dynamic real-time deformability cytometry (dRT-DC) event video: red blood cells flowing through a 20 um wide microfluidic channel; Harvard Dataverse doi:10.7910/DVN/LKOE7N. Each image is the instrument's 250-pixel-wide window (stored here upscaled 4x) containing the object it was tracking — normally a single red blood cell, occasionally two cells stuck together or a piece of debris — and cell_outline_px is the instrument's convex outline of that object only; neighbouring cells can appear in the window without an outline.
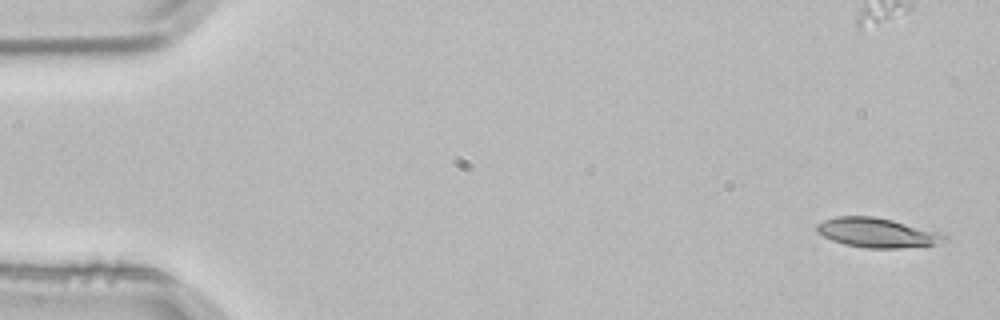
{"species": "common noctule bat (a hibernating species)", "species_latin": "Nyctalus noctula", "temperature_condition": "room temperature", "stored_images_in_passage": 3, "camera_frame_rate_fps": 3000, "um_per_image_px": 0.085, "animal": {"sex": "male", "body_mass_g": 21.5, "forearm_length_mm": 52.0}, "frame": {"image": 1, "passage_image": 1, "time_ms": 0.0, "image_size_px": [1000, 320], "cell_outline_px": [[948, 240], [932, 244], [900, 248], [864, 248], [844, 244], [832, 240], [816, 232], [816, 224], [824, 220], [836, 216], [876, 216], [944, 232], [948, 236]], "centroid_in_image_um": [74.58, 19.77], "position_along_channel_um": 10.4, "area_um2": 22.2}}
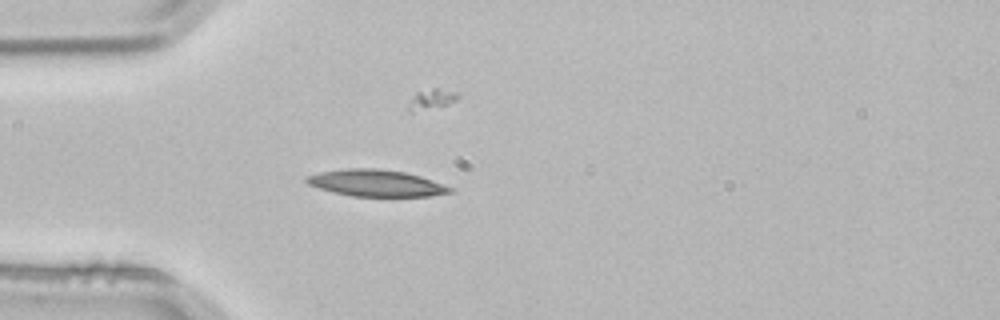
{"frame": {"image": 2, "passage_image": 3, "time_ms": 0.667, "image_size_px": [1000, 320], "cell_outline_px": [[452, 192], [428, 196], [352, 196], [332, 192], [308, 184], [304, 180], [308, 176], [320, 172], [348, 168], [376, 168], [404, 172], [420, 176], [444, 184], [452, 188]], "centroid_in_image_um": [31.96, 15.56], "position_along_channel_um": 53.0, "area_um2": 22.08}}